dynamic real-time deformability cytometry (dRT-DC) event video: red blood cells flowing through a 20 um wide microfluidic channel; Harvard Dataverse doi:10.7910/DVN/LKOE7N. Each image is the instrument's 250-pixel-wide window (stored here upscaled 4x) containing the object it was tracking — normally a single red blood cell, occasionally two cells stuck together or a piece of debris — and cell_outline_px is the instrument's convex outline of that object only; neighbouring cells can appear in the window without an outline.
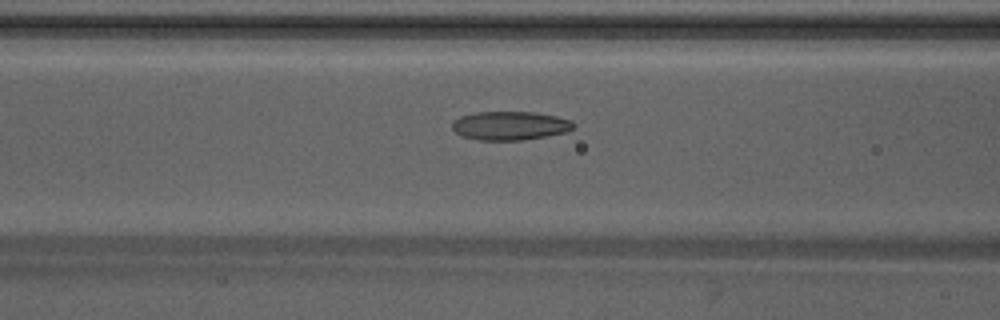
{"species": "Egyptian fruit bat (a non-hibernating species)", "species_latin": "Rousettus aegyptiacus", "temperature_condition": "warm", "stored_images_in_passage": 33, "camera_frame_rate_fps": 3000, "um_per_image_px": 0.085, "animal": {"sex": "male"}, "frame": {"image": 1, "passage_image": 5, "time_ms": 1.333, "image_size_px": [1000, 320], "cell_outline_px": [[576, 124], [572, 128], [564, 132], [524, 140], [480, 140], [460, 136], [452, 128], [452, 120], [460, 116], [476, 112], [536, 112], [556, 116], [572, 120]], "centroid_in_image_um": [43.32, 10.67], "position_along_channel_um": 123.3, "area_um2": 20.35}}
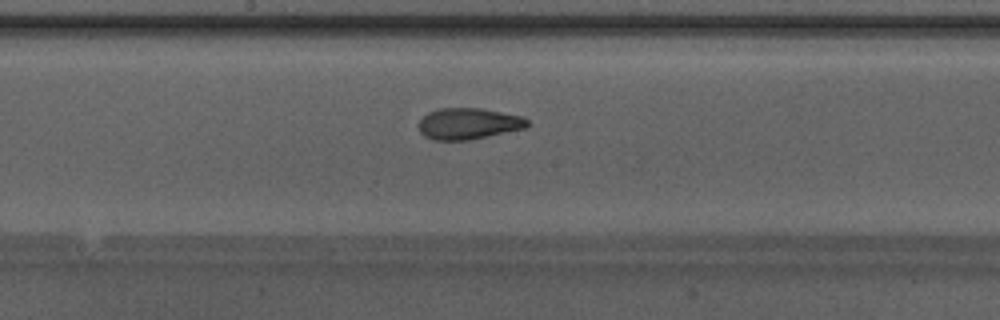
{"frame": {"image": 2, "passage_image": 11, "time_ms": 3.333, "image_size_px": [1000, 320], "cell_outline_px": [[528, 124], [524, 128], [468, 140], [432, 140], [424, 136], [420, 132], [420, 120], [428, 112], [440, 108], [480, 108], [520, 116], [528, 120]], "centroid_in_image_um": [39.77, 10.51], "position_along_channel_um": 208.4, "area_um2": 19.48}}
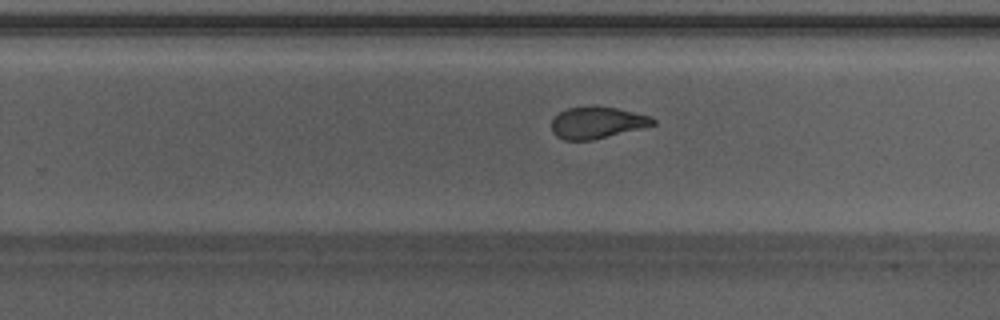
{"frame": {"image": 3, "passage_image": 16, "time_ms": 5.0, "image_size_px": [1000, 320], "cell_outline_px": [[656, 124], [592, 140], [564, 140], [556, 136], [552, 132], [552, 120], [560, 112], [568, 108], [588, 104], [592, 104], [616, 108], [652, 116], [656, 120]], "centroid_in_image_um": [50.74, 10.39], "position_along_channel_um": 279.1, "area_um2": 18.9}, "authors_computed_cell_mechanics": {"area_um2": 19.8832, "velocity_mm_per_s": 4.251, "shape_relaxation_time_tau1_ms": null, "shape_relaxation_time_tau2_ms": 1.4623, "deformation_change_tau1": null, "deformation_change_tau2": 0.0935}}